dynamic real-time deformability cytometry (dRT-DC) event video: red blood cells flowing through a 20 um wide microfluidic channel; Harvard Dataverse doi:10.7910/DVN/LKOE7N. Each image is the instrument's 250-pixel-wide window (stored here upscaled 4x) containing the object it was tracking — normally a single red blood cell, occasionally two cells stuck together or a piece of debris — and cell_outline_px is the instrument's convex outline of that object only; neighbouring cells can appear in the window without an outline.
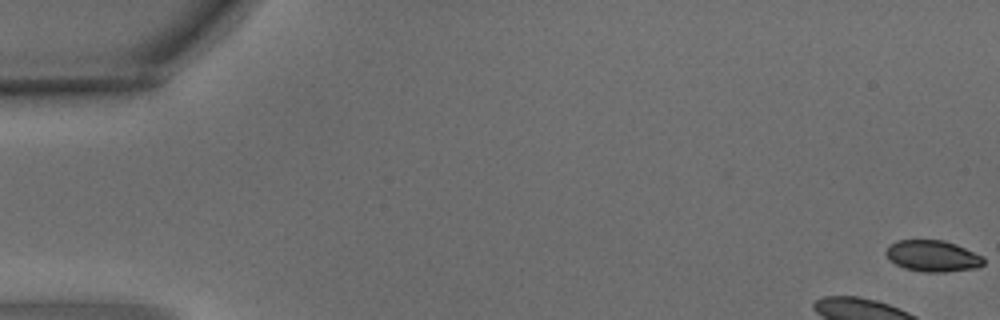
{"species": "common noctule bat (a hibernating species)", "species_latin": "Nyctalus noctula", "temperature_condition": "warm", "stored_images_in_passage": 5, "camera_frame_rate_fps": 3000, "um_per_image_px": 0.085, "animal": {"sex": "male", "body_mass_g": 15.6}, "frame": {"image": 1, "passage_image": 1, "time_ms": 0.0, "image_size_px": [1000, 320], "cell_outline_px": [[984, 264], [976, 268], [944, 272], [924, 272], [904, 268], [888, 260], [884, 252], [896, 240], [944, 240], [956, 244], [984, 256]], "centroid_in_image_um": [79.28, 21.76], "position_along_channel_um": 5.7, "area_um2": 17.92}}